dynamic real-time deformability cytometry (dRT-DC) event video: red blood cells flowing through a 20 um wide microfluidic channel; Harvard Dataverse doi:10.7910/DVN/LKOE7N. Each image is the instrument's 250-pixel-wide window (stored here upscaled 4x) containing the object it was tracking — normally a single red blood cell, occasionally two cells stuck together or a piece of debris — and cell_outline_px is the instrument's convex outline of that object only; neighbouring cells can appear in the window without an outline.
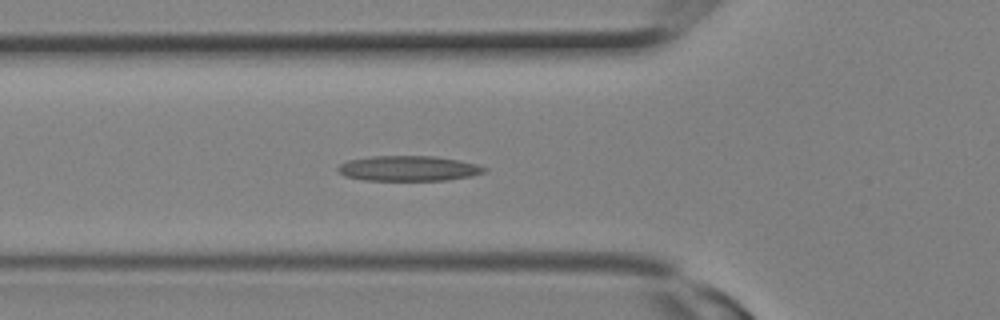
{"species": "Egyptian fruit bat (a non-hibernating species)", "species_latin": "Rousettus aegyptiacus", "temperature_condition": "room temperature", "stored_images_in_passage": 13, "camera_frame_rate_fps": 3000, "um_per_image_px": 0.085, "animal": {"sex": "female"}, "frame": {"image": 1, "passage_image": 8, "time_ms": 2.333, "image_size_px": [1000, 320], "cell_outline_px": [[488, 168], [484, 172], [468, 176], [448, 180], [364, 180], [344, 176], [336, 168], [340, 164], [348, 160], [372, 156], [436, 156], [476, 164]], "centroid_in_image_um": [34.68, 14.31], "position_along_channel_um": 91.1, "area_um2": 21.33}}
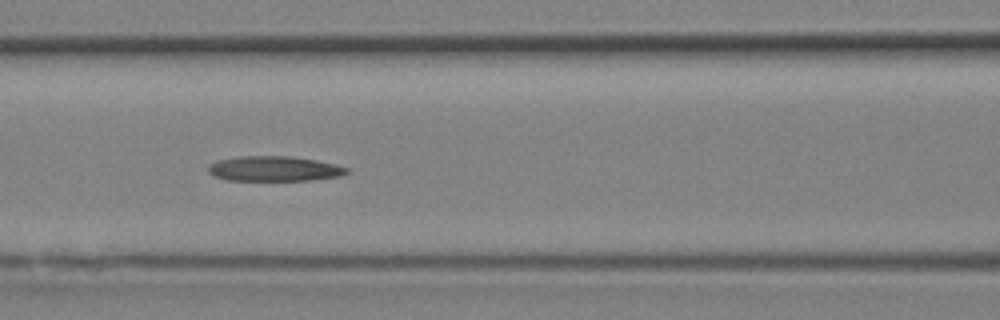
{"frame": {"image": 2, "passage_image": 10, "time_ms": 3.0, "image_size_px": [1000, 320], "cell_outline_px": [[352, 168], [348, 172], [340, 176], [312, 180], [228, 180], [212, 176], [208, 172], [208, 164], [216, 160], [240, 156], [288, 156], [316, 160], [336, 164]], "centroid_in_image_um": [23.3, 14.34], "position_along_channel_um": 143.3, "area_um2": 20.4}}
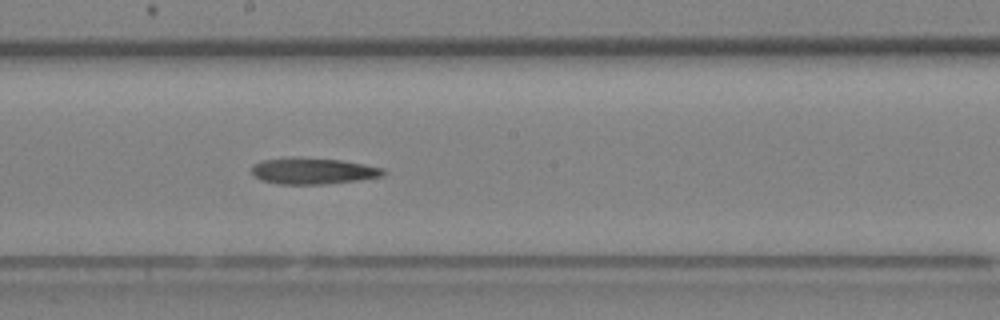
{"frame": {"image": 3, "passage_image": 13, "time_ms": 4.0, "image_size_px": [1000, 320], "cell_outline_px": [[388, 172], [384, 176], [356, 180], [324, 184], [280, 184], [264, 180], [256, 176], [252, 172], [252, 164], [260, 160], [288, 156], [292, 156], [340, 160], [364, 164], [384, 168]], "centroid_in_image_um": [26.61, 14.51], "position_along_channel_um": 221.6, "area_um2": 20.35}}